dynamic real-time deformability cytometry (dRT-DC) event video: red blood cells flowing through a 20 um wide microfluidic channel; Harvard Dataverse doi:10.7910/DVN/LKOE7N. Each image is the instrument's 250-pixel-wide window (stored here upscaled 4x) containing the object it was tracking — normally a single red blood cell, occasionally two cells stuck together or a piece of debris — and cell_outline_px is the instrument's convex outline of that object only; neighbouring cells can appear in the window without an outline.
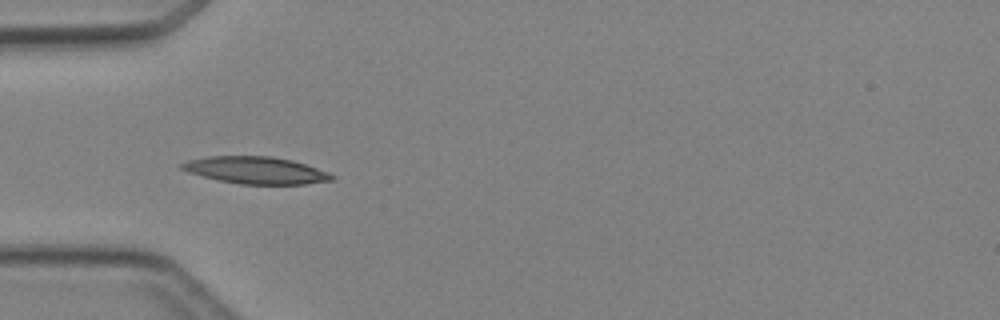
{"species": "Egyptian fruit bat (a non-hibernating species)", "species_latin": "Rousettus aegyptiacus", "temperature_condition": "cold", "stored_images_in_passage": 6, "camera_frame_rate_fps": 3000, "um_per_image_px": 0.085, "animal": {"sex": "female"}, "frame": {"image": 1, "passage_image": 5, "time_ms": 4.667, "image_size_px": [1000, 320], "cell_outline_px": [[336, 176], [332, 180], [304, 184], [240, 184], [220, 180], [188, 172], [180, 168], [180, 164], [188, 160], [208, 156], [272, 156], [292, 160], [328, 172]], "centroid_in_image_um": [21.75, 14.46], "position_along_channel_um": 63.3, "area_um2": 23.47}}
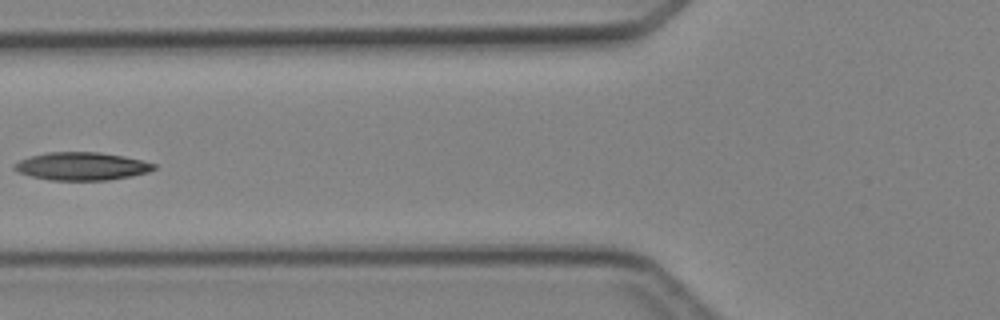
{"frame": {"image": 2, "passage_image": 6, "time_ms": 6.0, "image_size_px": [1000, 320], "cell_outline_px": [[156, 168], [148, 172], [132, 176], [108, 180], [48, 180], [16, 172], [12, 168], [12, 164], [28, 156], [48, 152], [100, 152], [124, 156], [156, 164]], "centroid_in_image_um": [6.9, 14.13], "position_along_channel_um": 118.9, "area_um2": 22.89}}